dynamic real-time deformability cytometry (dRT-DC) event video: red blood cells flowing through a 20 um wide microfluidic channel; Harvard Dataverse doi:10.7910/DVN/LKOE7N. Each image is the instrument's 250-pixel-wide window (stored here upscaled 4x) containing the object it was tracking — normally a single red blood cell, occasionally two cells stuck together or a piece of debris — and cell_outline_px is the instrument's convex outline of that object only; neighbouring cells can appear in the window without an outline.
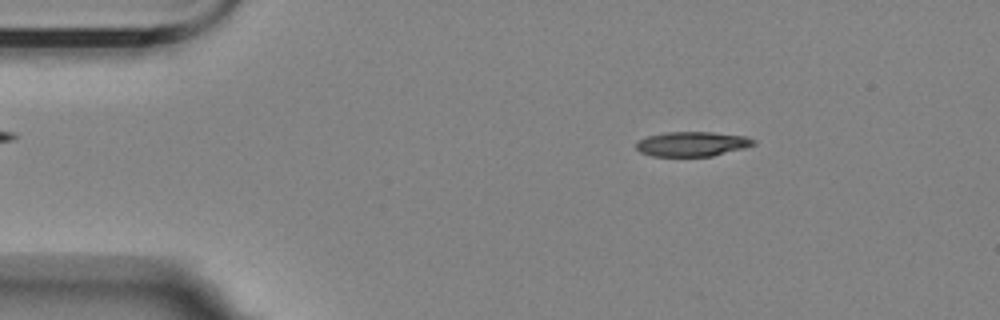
{"species": "Egyptian fruit bat (a non-hibernating species)", "species_latin": "Rousettus aegyptiacus", "temperature_condition": "room temperature", "stored_images_in_passage": 52, "camera_frame_rate_fps": 3000, "um_per_image_px": 0.085, "animal": {"sex": "female"}, "frame": {"image": 1, "passage_image": 5, "time_ms": 1.333, "image_size_px": [1000, 320], "cell_outline_px": [[756, 144], [744, 148], [712, 156], [652, 156], [640, 152], [636, 148], [636, 140], [648, 136], [668, 132], [712, 132], [744, 136], [756, 140]], "centroid_in_image_um": [58.82, 12.24], "position_along_channel_um": 26.2, "area_um2": 16.88}}
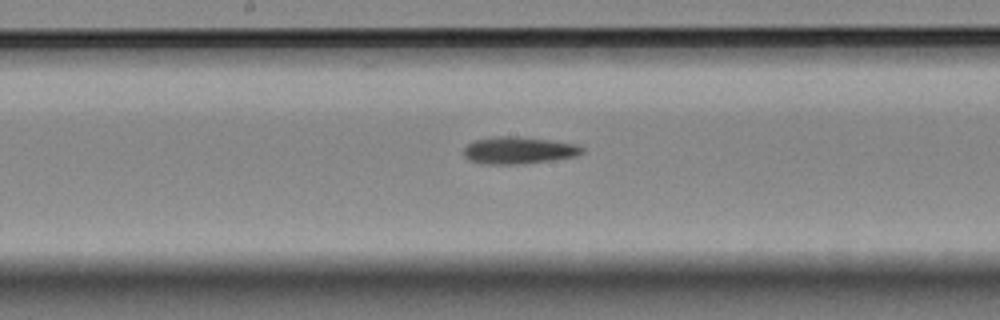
{"frame": {"image": 2, "passage_image": 25, "time_ms": 8.0, "image_size_px": [1000, 320], "cell_outline_px": [[584, 152], [576, 156], [552, 160], [516, 164], [480, 164], [468, 160], [464, 156], [464, 148], [472, 140], [492, 136], [516, 136], [552, 140], [576, 144], [584, 148]], "centroid_in_image_um": [44.05, 12.77], "position_along_channel_um": 204.2, "area_um2": 18.9}}
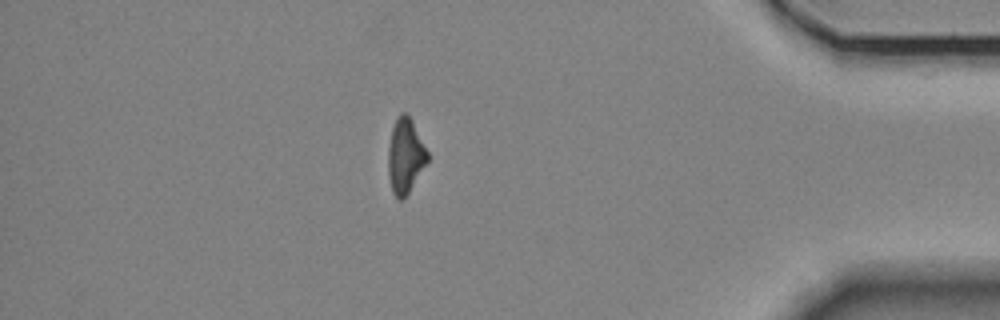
{"frame": {"image": 3, "passage_image": 45, "time_ms": 14.667, "image_size_px": [1000, 320], "cell_outline_px": [[428, 160], [408, 192], [400, 200], [392, 192], [388, 176], [388, 148], [392, 128], [396, 116], [400, 112], [404, 112], [412, 120], [428, 152]], "centroid_in_image_um": [34.43, 13.21], "position_along_channel_um": 400.8, "area_um2": 16.94}, "authors_computed_cell_mechanics": {"area_um2": 17.5712, "velocity_mm_per_s": 3.5324, "shape_relaxation_time_tau1_ms": 8.0049, "shape_relaxation_time_tau2_ms": null, "deformation_change_tau1": 0.2373, "deformation_change_tau2": null}}